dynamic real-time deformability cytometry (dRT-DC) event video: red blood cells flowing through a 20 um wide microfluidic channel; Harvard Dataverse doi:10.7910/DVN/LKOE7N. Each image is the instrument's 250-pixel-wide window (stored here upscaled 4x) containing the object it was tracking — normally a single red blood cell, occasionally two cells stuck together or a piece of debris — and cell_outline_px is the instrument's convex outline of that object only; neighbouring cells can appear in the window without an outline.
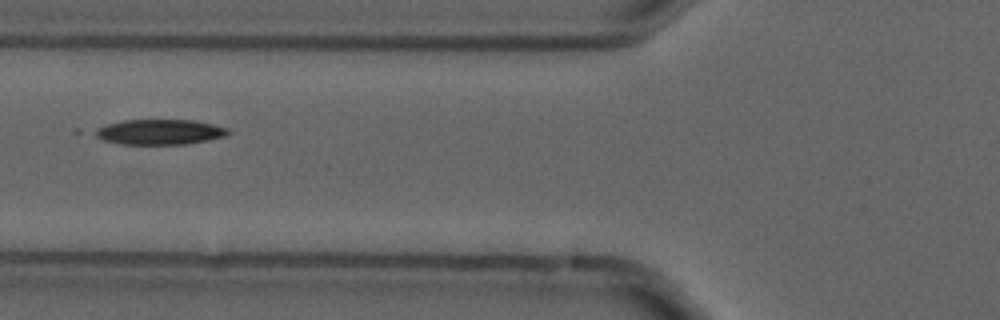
{"species": "common noctule bat (a hibernating species)", "species_latin": "Nyctalus noctula", "temperature_condition": "cold", "stored_images_in_passage": 2, "camera_frame_rate_fps": 3000, "um_per_image_px": 0.085, "animal": {"sex": "male", "forearm_length_mm": 52.5}, "frame": {"image": 1, "passage_image": 2, "time_ms": 0.333, "image_size_px": [1000, 320], "cell_outline_px": [[232, 132], [224, 136], [208, 140], [184, 144], [120, 144], [104, 140], [88, 132], [96, 128], [108, 124], [124, 120], [196, 120], [228, 128]], "centroid_in_image_um": [13.54, 11.21], "position_along_channel_um": 112.3, "area_um2": 19.65}}